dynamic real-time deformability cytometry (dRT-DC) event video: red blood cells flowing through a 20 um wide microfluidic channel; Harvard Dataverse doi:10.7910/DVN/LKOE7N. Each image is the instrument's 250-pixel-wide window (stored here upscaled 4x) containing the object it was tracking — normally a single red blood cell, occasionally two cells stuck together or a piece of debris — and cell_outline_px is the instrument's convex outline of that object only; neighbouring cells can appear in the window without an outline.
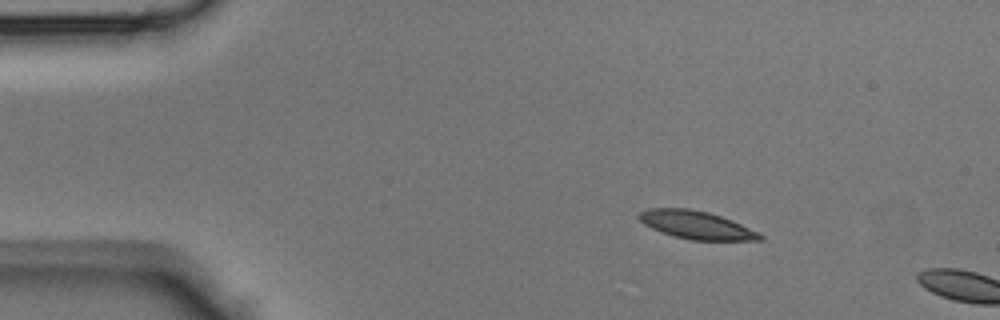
{"species": "Egyptian fruit bat (a non-hibernating species)", "species_latin": "Rousettus aegyptiacus", "temperature_condition": "room temperature", "stored_images_in_passage": 10, "camera_frame_rate_fps": 3000, "um_per_image_px": 0.085, "animal": {"sex": "male"}, "frame": {"image": 1, "passage_image": 7, "time_ms": 2.0, "image_size_px": [1000, 320], "cell_outline_px": [[764, 240], [692, 240], [660, 232], [644, 224], [636, 216], [640, 212], [648, 208], [688, 208], [708, 212], [732, 220], [760, 232], [764, 236]], "centroid_in_image_um": [59.2, 19.12], "position_along_channel_um": 25.8, "area_um2": 19.77}}